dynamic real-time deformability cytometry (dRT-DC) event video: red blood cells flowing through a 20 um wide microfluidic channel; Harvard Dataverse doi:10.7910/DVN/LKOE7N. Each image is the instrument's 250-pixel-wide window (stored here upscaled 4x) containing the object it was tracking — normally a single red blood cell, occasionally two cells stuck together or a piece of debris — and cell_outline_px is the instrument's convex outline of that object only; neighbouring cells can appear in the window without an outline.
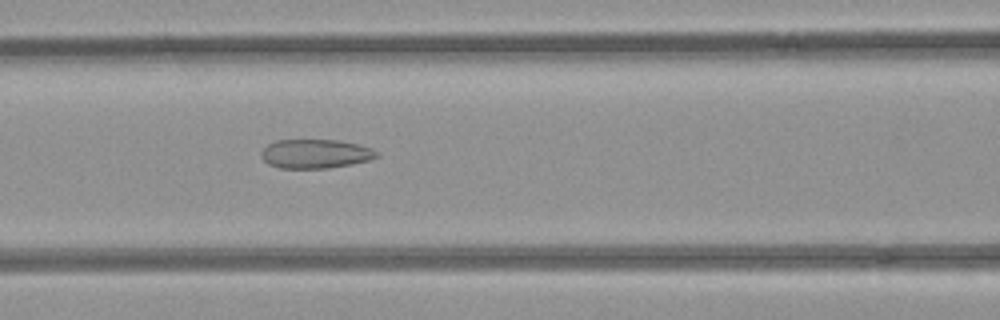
{"species": "common noctule bat (a hibernating species)", "species_latin": "Nyctalus noctula", "temperature_condition": "room temperature", "stored_images_in_passage": 52, "camera_frame_rate_fps": 3000, "um_per_image_px": 0.085, "animal": {"sex": "female", "body_mass_g": 21.9}, "frame": {"image": 1, "passage_image": 22, "time_ms": 7.0, "image_size_px": [1000, 320], "cell_outline_px": [[380, 156], [368, 160], [352, 164], [328, 168], [280, 168], [268, 164], [260, 156], [260, 152], [268, 144], [276, 140], [340, 140], [372, 148], [380, 152]], "centroid_in_image_um": [26.82, 13.07], "position_along_channel_um": 139.8, "area_um2": 19.65}}
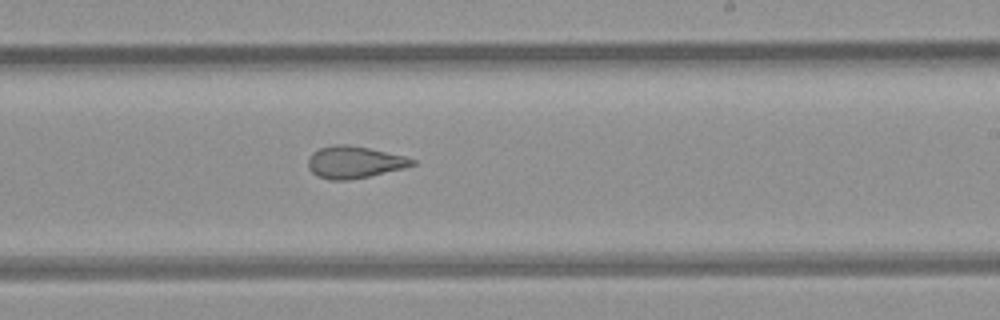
{"frame": {"image": 2, "passage_image": 31, "time_ms": 10.0, "image_size_px": [1000, 320], "cell_outline_px": [[416, 164], [404, 168], [368, 176], [348, 180], [328, 180], [312, 172], [308, 168], [308, 160], [312, 152], [320, 148], [336, 144], [348, 144], [368, 148], [404, 156], [416, 160]], "centroid_in_image_um": [30.1, 13.78], "position_along_channel_um": 258.9, "area_um2": 19.25}}
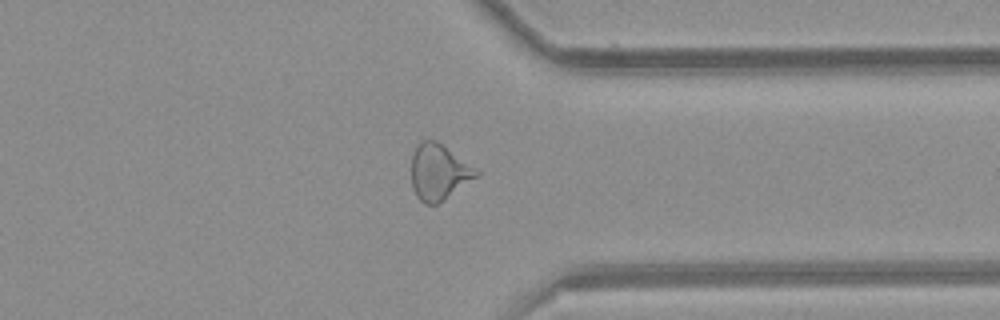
{"frame": {"image": 3, "passage_image": 40, "time_ms": 13.0, "image_size_px": [1000, 320], "cell_outline_px": [[480, 176], [436, 204], [424, 204], [416, 196], [412, 184], [412, 156], [416, 144], [420, 140], [436, 140], [480, 172]], "centroid_in_image_um": [37.28, 14.62], "position_along_channel_um": 374.1, "area_um2": 20.92}, "authors_computed_cell_mechanics": {"area_um2": 21.8484, "velocity_mm_per_s": 3.9728, "shape_relaxation_time_tau1_ms": null, "shape_relaxation_time_tau2_ms": 2.1728, "deformation_change_tau1": null, "deformation_change_tau2": 0.1079}}